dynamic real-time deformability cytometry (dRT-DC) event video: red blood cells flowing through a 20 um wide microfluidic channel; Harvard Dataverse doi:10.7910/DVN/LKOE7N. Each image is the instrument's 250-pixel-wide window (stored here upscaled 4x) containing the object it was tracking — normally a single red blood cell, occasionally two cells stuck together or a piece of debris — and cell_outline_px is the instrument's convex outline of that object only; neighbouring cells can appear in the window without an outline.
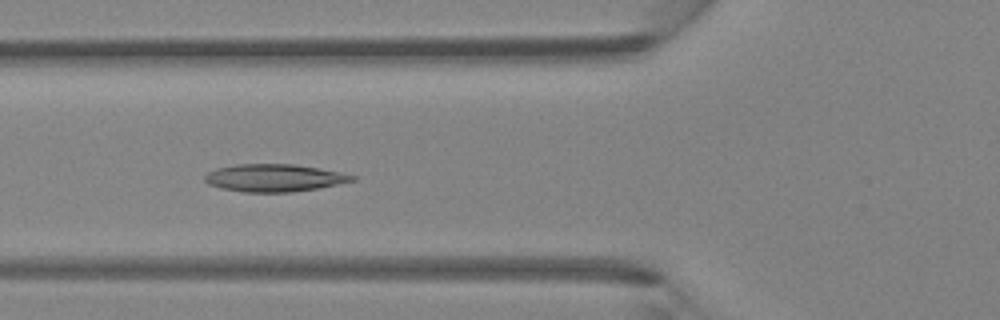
{"species": "Egyptian fruit bat (a non-hibernating species)", "species_latin": "Rousettus aegyptiacus", "temperature_condition": "room temperature", "stored_images_in_passage": 45, "camera_frame_rate_fps": 3000, "um_per_image_px": 0.085, "animal": {"sex": "female"}, "frame": {"image": 1, "passage_image": 17, "time_ms": 5.333, "image_size_px": [1000, 320], "cell_outline_px": [[356, 180], [316, 188], [292, 192], [244, 192], [220, 188], [208, 184], [204, 180], [204, 176], [208, 172], [216, 168], [236, 164], [292, 164], [340, 172], [356, 176]], "centroid_in_image_um": [23.25, 15.12], "position_along_channel_um": 102.5, "area_um2": 23.47}}
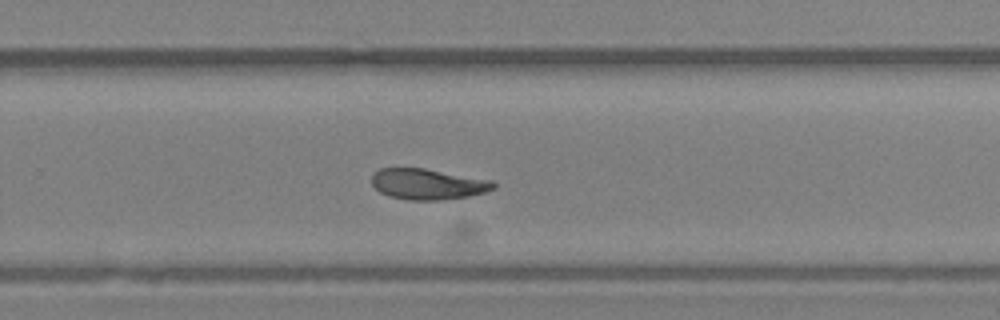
{"frame": {"image": 2, "passage_image": 30, "time_ms": 9.667, "image_size_px": [1000, 320], "cell_outline_px": [[496, 188], [484, 192], [468, 196], [440, 200], [408, 200], [388, 196], [380, 192], [372, 184], [372, 172], [380, 168], [424, 168], [492, 180], [496, 184]], "centroid_in_image_um": [36.34, 15.64], "position_along_channel_um": 293.5, "area_um2": 21.91}}
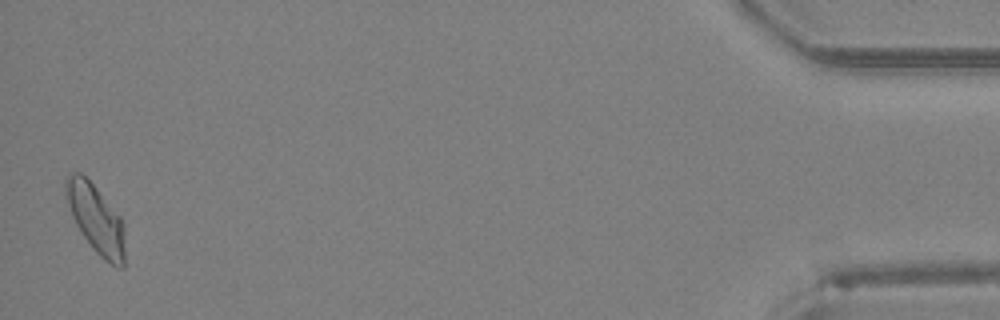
{"frame": {"image": 3, "passage_image": 45, "time_ms": 14.667, "image_size_px": [1000, 320], "cell_outline_px": [[124, 268], [116, 268], [104, 260], [92, 248], [80, 232], [72, 216], [64, 196], [64, 180], [72, 172], [80, 172], [96, 188], [120, 216], [124, 224]], "centroid_in_image_um": [8.13, 18.62], "position_along_channel_um": 427.1, "area_um2": 23.76}}